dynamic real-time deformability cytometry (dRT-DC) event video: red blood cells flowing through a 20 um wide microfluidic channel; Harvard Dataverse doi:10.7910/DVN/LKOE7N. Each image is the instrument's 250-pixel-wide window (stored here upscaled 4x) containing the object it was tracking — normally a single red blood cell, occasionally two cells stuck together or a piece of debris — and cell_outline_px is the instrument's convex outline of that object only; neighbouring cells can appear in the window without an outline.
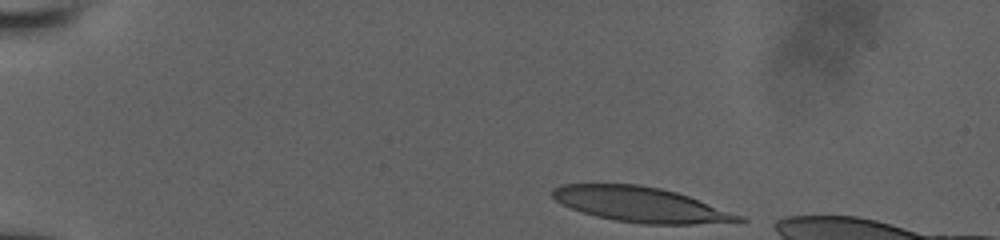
{"species": "human", "species_latin": "Homo sapiens", "temperature_condition": "room temperature", "stored_images_in_passage": 36, "camera_frame_rate_fps": 3000, "um_per_image_px": 0.085, "donor": {"sex": "male"}, "frame": {"image": 1, "passage_image": 1, "time_ms": 0.0, "image_size_px": [1000, 240], "cell_outline_px": [[748, 220], [692, 224], [644, 224], [616, 220], [596, 216], [580, 212], [556, 200], [552, 196], [552, 188], [560, 184], [640, 184], [660, 188], [676, 192], [688, 196], [744, 216]], "centroid_in_image_um": [54.44, 17.37], "position_along_channel_um": 30.6, "area_um2": 37.69}}
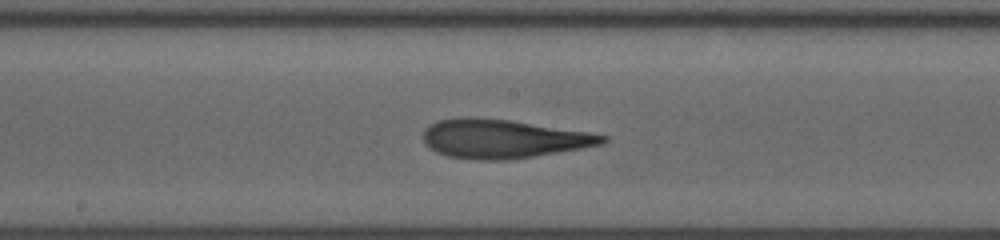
{"frame": {"image": 2, "passage_image": 16, "time_ms": 6.667, "image_size_px": [1000, 240], "cell_outline_px": [[608, 140], [604, 144], [508, 160], [480, 160], [448, 156], [436, 152], [424, 144], [420, 136], [424, 128], [428, 124], [436, 120], [464, 116], [472, 116], [508, 120], [588, 132], [608, 136]], "centroid_in_image_um": [42.66, 11.78], "position_along_channel_um": 205.5, "area_um2": 40.69}}
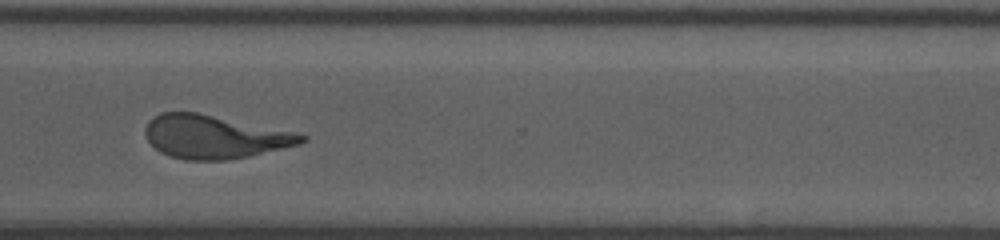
{"frame": {"image": 3, "passage_image": 35, "time_ms": 10.333, "image_size_px": [1000, 240], "cell_outline_px": [[308, 140], [300, 144], [248, 156], [228, 160], [184, 160], [168, 156], [160, 152], [148, 140], [144, 132], [144, 128], [148, 120], [152, 116], [160, 112], [196, 112], [292, 132], [308, 136]], "centroid_in_image_um": [18.16, 11.63], "position_along_channel_um": 352.4, "area_um2": 39.19}}